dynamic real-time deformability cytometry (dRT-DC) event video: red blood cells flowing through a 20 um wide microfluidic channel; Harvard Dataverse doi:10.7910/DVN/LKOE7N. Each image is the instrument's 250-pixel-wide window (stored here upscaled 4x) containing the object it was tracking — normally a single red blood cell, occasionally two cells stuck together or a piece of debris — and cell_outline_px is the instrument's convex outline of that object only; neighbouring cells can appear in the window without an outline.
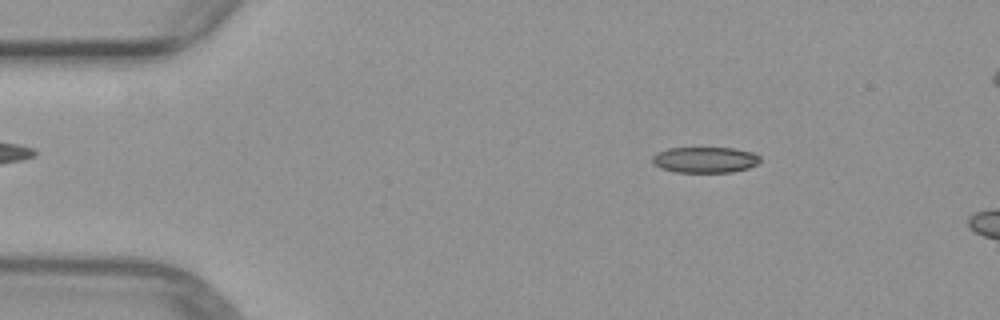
{"species": "common noctule bat (a hibernating species)", "species_latin": "Nyctalus noctula", "temperature_condition": "warm", "stored_images_in_passage": 8, "camera_frame_rate_fps": 3000, "um_per_image_px": 0.085, "animal": {"sex": "female", "body_mass_g": 29.2, "forearm_length_mm": 56.3}, "frame": {"image": 1, "passage_image": 1, "time_ms": 0.0, "image_size_px": [1000, 320], "cell_outline_px": [[760, 160], [756, 164], [748, 168], [732, 172], [676, 172], [660, 168], [652, 160], [652, 156], [656, 152], [668, 148], [732, 148], [752, 152], [760, 156]], "centroid_in_image_um": [59.91, 13.58], "position_along_channel_um": 25.1, "area_um2": 16.18}}